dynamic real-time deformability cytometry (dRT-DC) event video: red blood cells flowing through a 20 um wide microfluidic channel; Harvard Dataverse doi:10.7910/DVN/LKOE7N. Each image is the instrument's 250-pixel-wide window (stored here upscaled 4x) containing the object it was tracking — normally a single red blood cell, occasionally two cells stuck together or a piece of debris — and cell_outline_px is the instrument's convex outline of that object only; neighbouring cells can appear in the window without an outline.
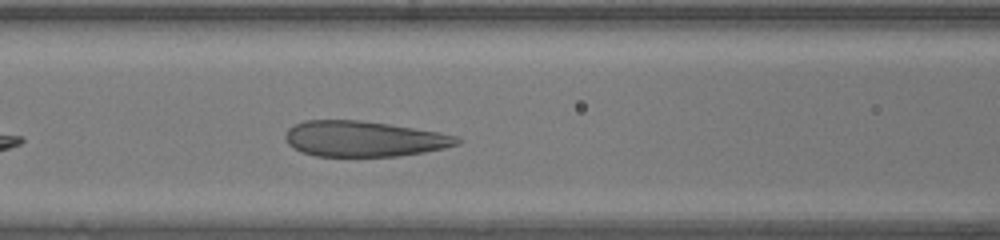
{"species": "human", "species_latin": "Homo sapiens", "temperature_condition": "warm", "stored_images_in_passage": 30, "camera_frame_rate_fps": 3000, "um_per_image_px": 0.085, "donor": {"sex": "female"}, "frame": {"image": 1, "passage_image": 7, "time_ms": 2.0, "image_size_px": [1000, 240], "cell_outline_px": [[464, 140], [460, 144], [444, 148], [424, 152], [400, 156], [316, 156], [300, 152], [292, 148], [288, 144], [284, 136], [288, 128], [292, 124], [304, 120], [360, 120], [388, 124], [440, 132], [460, 136]], "centroid_in_image_um": [30.94, 11.8], "position_along_channel_um": 135.7, "area_um2": 36.07}}
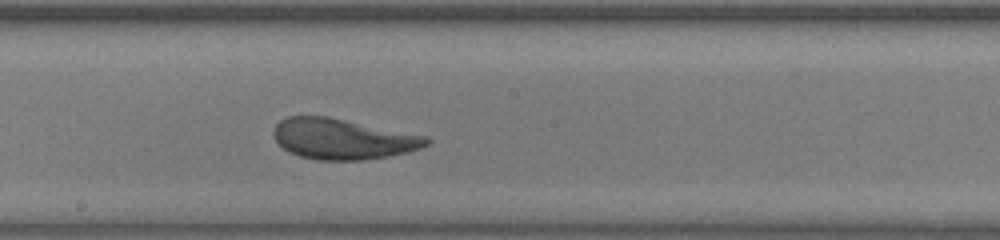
{"frame": {"image": 2, "passage_image": 13, "time_ms": 4.0, "image_size_px": [1000, 240], "cell_outline_px": [[432, 140], [428, 144], [420, 148], [408, 152], [388, 156], [364, 160], [316, 160], [300, 156], [288, 152], [276, 140], [272, 132], [276, 124], [280, 120], [288, 116], [328, 116], [428, 136]], "centroid_in_image_um": [29.14, 11.81], "position_along_channel_um": 219.1, "area_um2": 36.3}}
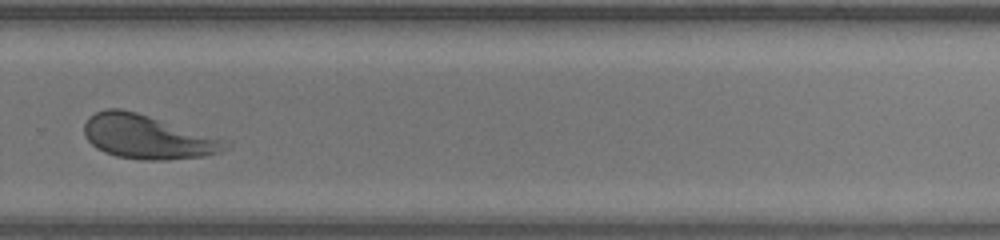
{"frame": {"image": 3, "passage_image": 20, "time_ms": 6.333, "image_size_px": [1000, 240], "cell_outline_px": [[232, 144], [228, 148], [220, 152], [204, 156], [164, 160], [144, 160], [116, 156], [104, 152], [96, 148], [84, 136], [84, 124], [88, 116], [104, 108], [120, 108], [136, 112]], "centroid_in_image_um": [12.42, 11.64], "position_along_channel_um": 317.4, "area_um2": 35.37}, "authors_computed_cell_mechanics": {"area_um2": 36.2406, "velocity_mm_per_s": 4.1978, "shape_relaxation_time_tau1_ms": 6.4011, "shape_relaxation_time_tau2_ms": 0.8978, "deformation_change_tau1": 0.2193, "deformation_change_tau2": 0.078}}